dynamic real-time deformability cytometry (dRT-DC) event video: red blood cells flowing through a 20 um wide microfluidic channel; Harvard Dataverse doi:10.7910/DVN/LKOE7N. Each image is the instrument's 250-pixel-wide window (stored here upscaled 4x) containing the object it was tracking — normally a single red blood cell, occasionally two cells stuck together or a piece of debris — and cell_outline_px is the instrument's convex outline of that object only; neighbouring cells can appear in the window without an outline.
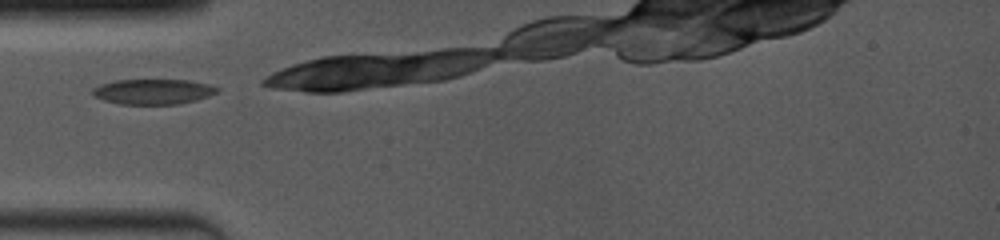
{"species": "common noctule bat (a hibernating species)", "species_latin": "Nyctalus noctula", "temperature_condition": "room temperature", "stored_images_in_passage": 5, "camera_frame_rate_fps": 4000, "um_per_image_px": 0.085, "animal": {"sex": "female", "body_mass_g": 19.0, "forearm_length_mm": 53.3}, "frame": {"image": 1, "passage_image": 1, "time_ms": 0.0, "image_size_px": [1000, 240], "cell_outline_px": [[220, 88], [216, 92], [208, 96], [196, 100], [176, 104], [120, 104], [104, 100], [92, 96], [92, 88], [100, 84], [116, 80], [188, 80], [208, 84]], "centroid_in_image_um": [12.98, 7.78], "position_along_channel_um": 72.0, "area_um2": 18.26}}